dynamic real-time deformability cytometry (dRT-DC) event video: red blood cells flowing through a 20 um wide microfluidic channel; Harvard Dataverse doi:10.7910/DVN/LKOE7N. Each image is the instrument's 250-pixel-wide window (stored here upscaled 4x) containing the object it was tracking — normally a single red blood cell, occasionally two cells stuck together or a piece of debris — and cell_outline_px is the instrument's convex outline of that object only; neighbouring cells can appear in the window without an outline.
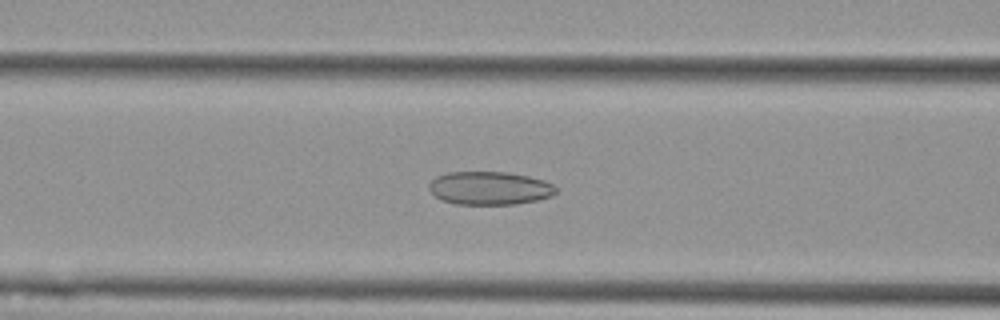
{"species": "Egyptian fruit bat (a non-hibernating species)", "species_latin": "Rousettus aegyptiacus", "temperature_condition": "cold", "stored_images_in_passage": 56, "camera_frame_rate_fps": 3000, "um_per_image_px": 0.085, "animal": {"sex": "female"}, "frame": {"image": 1, "passage_image": 23, "time_ms": 7.333, "image_size_px": [1000, 320], "cell_outline_px": [[560, 188], [552, 196], [536, 200], [516, 204], [456, 204], [440, 200], [428, 188], [428, 184], [436, 176], [448, 172], [508, 172], [528, 176], [544, 180]], "centroid_in_image_um": [41.63, 15.99], "position_along_channel_um": 125.0, "area_um2": 24.74}}
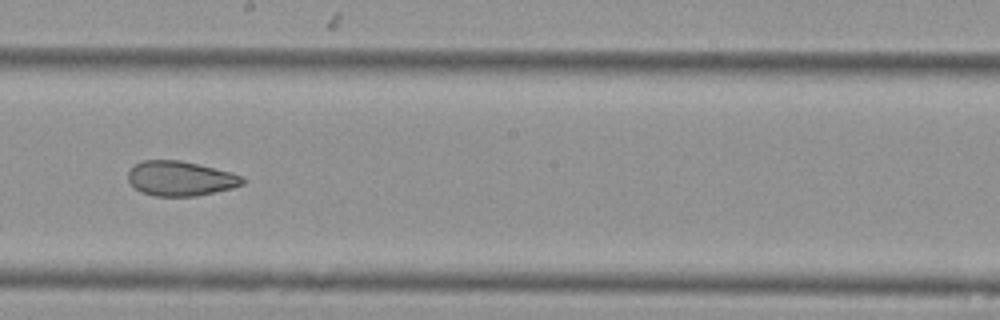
{"frame": {"image": 2, "passage_image": 32, "time_ms": 10.333, "image_size_px": [1000, 320], "cell_outline_px": [[244, 184], [232, 188], [196, 196], [156, 196], [140, 192], [128, 180], [128, 172], [136, 164], [144, 160], [180, 160], [232, 172], [244, 176]], "centroid_in_image_um": [15.36, 15.17], "position_along_channel_um": 232.8, "area_um2": 23.12}}
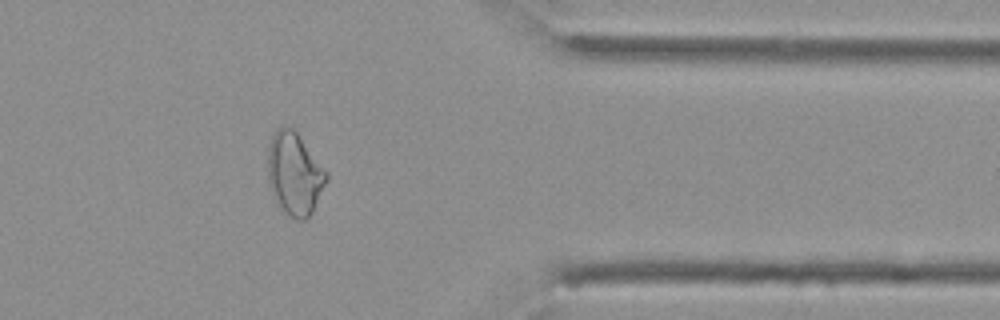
{"frame": {"image": 3, "passage_image": 46, "time_ms": 15.0, "image_size_px": [1000, 320], "cell_outline_px": [[328, 180], [312, 212], [304, 220], [296, 220], [284, 212], [276, 204], [268, 184], [268, 144], [276, 128], [284, 124], [292, 128], [296, 132], [328, 172]], "centroid_in_image_um": [25.02, 14.77], "position_along_channel_um": 386.4, "area_um2": 28.5}, "authors_computed_cell_mechanics": {"area_um2": 28.5532, "velocity_mm_per_s": 3.6107, "shape_relaxation_time_tau1_ms": null, "shape_relaxation_time_tau2_ms": 2.0629, "deformation_change_tau1": null, "deformation_change_tau2": 0.0763}}